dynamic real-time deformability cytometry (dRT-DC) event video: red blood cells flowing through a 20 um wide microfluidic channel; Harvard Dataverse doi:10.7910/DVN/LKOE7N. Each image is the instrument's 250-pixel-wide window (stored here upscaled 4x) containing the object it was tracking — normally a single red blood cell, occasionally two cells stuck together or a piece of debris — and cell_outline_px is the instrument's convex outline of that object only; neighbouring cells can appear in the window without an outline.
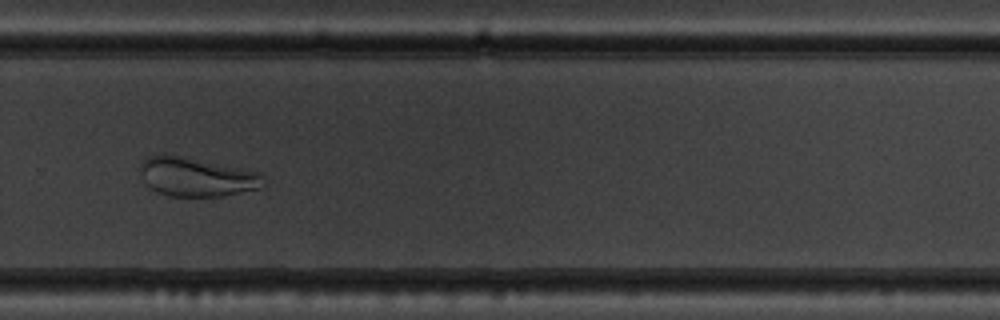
{"species": "common noctule bat (a hibernating species)", "species_latin": "Nyctalus noctula", "temperature_condition": "warm", "stored_images_in_passage": 35, "segment_of_instrument_passage": [1, 2], "camera_frame_rate_fps": 3000, "um_per_image_px": 0.085, "animal": {"sex": "male", "body_mass_g": 19.5, "forearm_length_mm": 54.6}, "frame": {"image": 1, "passage_image": 20, "time_ms": 6.333, "image_size_px": [1000, 320], "cell_outline_px": [[264, 184], [260, 188], [224, 196], [168, 196], [156, 192], [140, 176], [140, 164], [148, 156], [164, 152], [184, 156], [260, 172], [264, 176]], "centroid_in_image_um": [16.69, 15.02], "position_along_channel_um": 313.1, "area_um2": 28.32}}
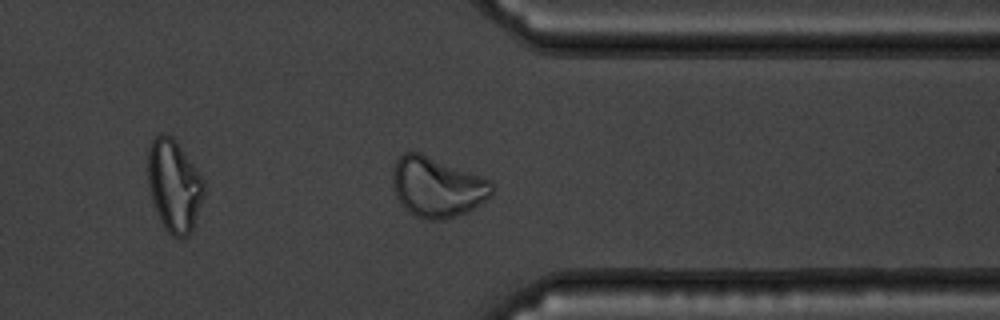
{"frame": {"image": 2, "passage_image": 25, "time_ms": 8.0, "image_size_px": [1000, 320], "cell_outline_px": [[492, 196], [480, 204], [456, 216], [444, 220], [428, 220], [416, 216], [404, 208], [396, 196], [392, 184], [392, 176], [396, 160], [404, 152], [420, 152], [492, 180]], "centroid_in_image_um": [37.15, 15.89], "position_along_channel_um": 374.3, "area_um2": 34.74}}